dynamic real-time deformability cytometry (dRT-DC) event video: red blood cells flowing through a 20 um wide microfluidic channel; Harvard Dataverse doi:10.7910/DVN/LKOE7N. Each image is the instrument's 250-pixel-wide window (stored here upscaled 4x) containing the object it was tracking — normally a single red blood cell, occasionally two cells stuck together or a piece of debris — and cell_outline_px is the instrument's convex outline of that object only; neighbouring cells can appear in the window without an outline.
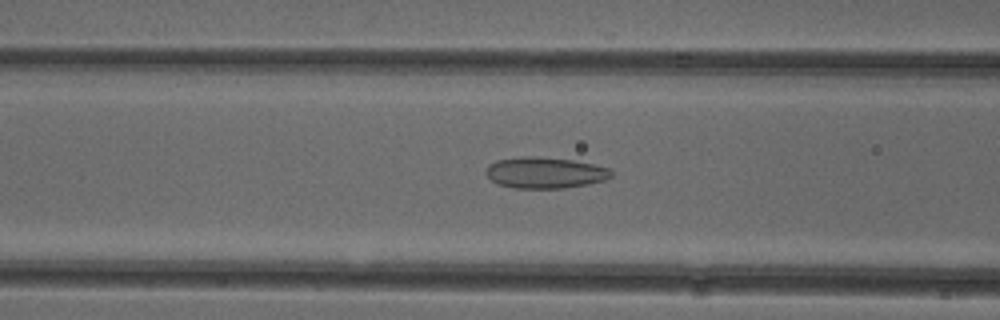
{"species": "common noctule bat (a hibernating species)", "species_latin": "Nyctalus noctula", "temperature_condition": "cold", "stored_images_in_passage": 43, "camera_frame_rate_fps": 3000, "um_per_image_px": 0.085, "animal": {"sex": "female"}, "frame": {"image": 1, "passage_image": 15, "time_ms": 4.667, "image_size_px": [1000, 320], "cell_outline_px": [[612, 176], [604, 180], [588, 184], [564, 188], [512, 188], [496, 184], [484, 172], [488, 164], [496, 160], [520, 156], [536, 156], [572, 160], [592, 164], [608, 168], [612, 172]], "centroid_in_image_um": [46.27, 14.68], "position_along_channel_um": 120.3, "area_um2": 22.89}}
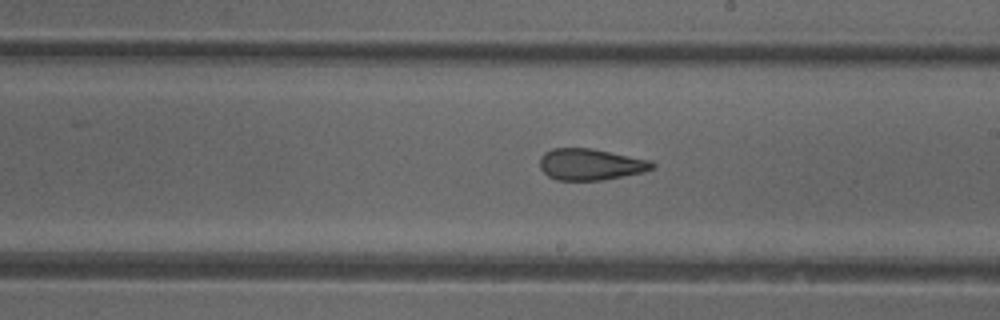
{"frame": {"image": 2, "passage_image": 24, "time_ms": 7.667, "image_size_px": [1000, 320], "cell_outline_px": [[656, 168], [644, 172], [600, 180], [556, 180], [548, 176], [540, 168], [540, 156], [544, 152], [552, 148], [592, 148], [652, 160], [656, 164]], "centroid_in_image_um": [50.22, 13.96], "position_along_channel_um": 238.8, "area_um2": 20.81}}
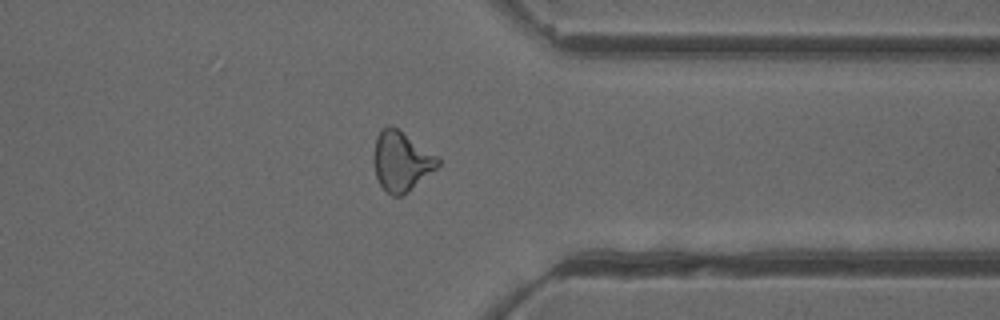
{"frame": {"image": 3, "passage_image": 35, "time_ms": 11.333, "image_size_px": [1000, 320], "cell_outline_px": [[440, 164], [436, 168], [408, 192], [400, 196], [392, 196], [380, 184], [376, 176], [372, 160], [372, 156], [376, 136], [380, 128], [388, 124], [392, 124], [436, 156], [440, 160]], "centroid_in_image_um": [34.05, 13.67], "position_along_channel_um": 377.3, "area_um2": 22.31}}